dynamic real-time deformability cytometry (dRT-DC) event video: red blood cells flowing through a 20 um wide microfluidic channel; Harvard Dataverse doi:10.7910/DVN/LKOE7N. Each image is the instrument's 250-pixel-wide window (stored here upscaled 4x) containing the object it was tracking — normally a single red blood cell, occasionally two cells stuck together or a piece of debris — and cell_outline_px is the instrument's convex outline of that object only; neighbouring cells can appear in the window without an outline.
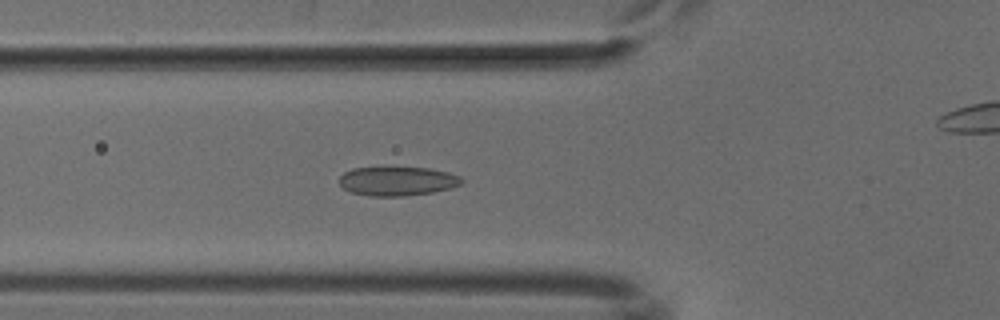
{"species": "common noctule bat (a hibernating species)", "species_latin": "Nyctalus noctula", "temperature_condition": "cold", "stored_images_in_passage": 53, "camera_frame_rate_fps": 3000, "um_per_image_px": 0.085, "animal": {"sex": "male", "body_mass_g": 18.8}, "frame": {"image": 1, "passage_image": 19, "time_ms": 6.0, "image_size_px": [1000, 320], "cell_outline_px": [[464, 180], [460, 184], [452, 188], [432, 192], [404, 196], [372, 196], [352, 192], [344, 188], [340, 184], [340, 176], [344, 172], [352, 168], [428, 168], [448, 172], [460, 176]], "centroid_in_image_um": [33.8, 15.4], "position_along_channel_um": 92.0, "area_um2": 20.52}}
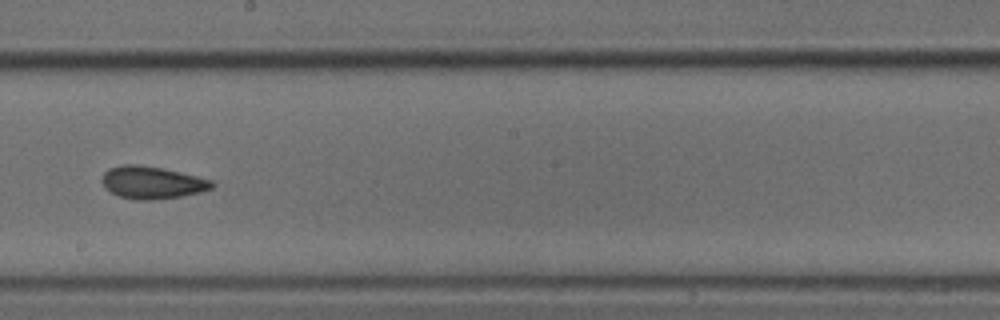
{"frame": {"image": 2, "passage_image": 30, "time_ms": 9.667, "image_size_px": [1000, 320], "cell_outline_px": [[216, 184], [212, 188], [200, 192], [180, 196], [152, 200], [136, 200], [120, 196], [112, 192], [100, 180], [104, 172], [108, 168], [120, 164], [136, 164], [164, 168], [212, 180]], "centroid_in_image_um": [12.92, 15.5], "position_along_channel_um": 235.3, "area_um2": 20.75}}
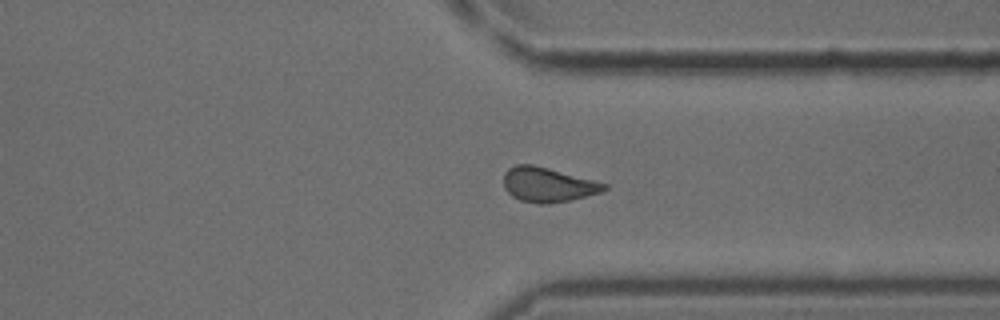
{"frame": {"image": 3, "passage_image": 40, "time_ms": 13.0, "image_size_px": [1000, 320], "cell_outline_px": [[608, 188], [600, 192], [568, 200], [548, 204], [540, 204], [520, 200], [512, 196], [504, 188], [504, 172], [508, 168], [516, 164], [532, 164], [548, 168], [608, 184]], "centroid_in_image_um": [46.53, 15.69], "position_along_channel_um": 364.9, "area_um2": 20.06}}